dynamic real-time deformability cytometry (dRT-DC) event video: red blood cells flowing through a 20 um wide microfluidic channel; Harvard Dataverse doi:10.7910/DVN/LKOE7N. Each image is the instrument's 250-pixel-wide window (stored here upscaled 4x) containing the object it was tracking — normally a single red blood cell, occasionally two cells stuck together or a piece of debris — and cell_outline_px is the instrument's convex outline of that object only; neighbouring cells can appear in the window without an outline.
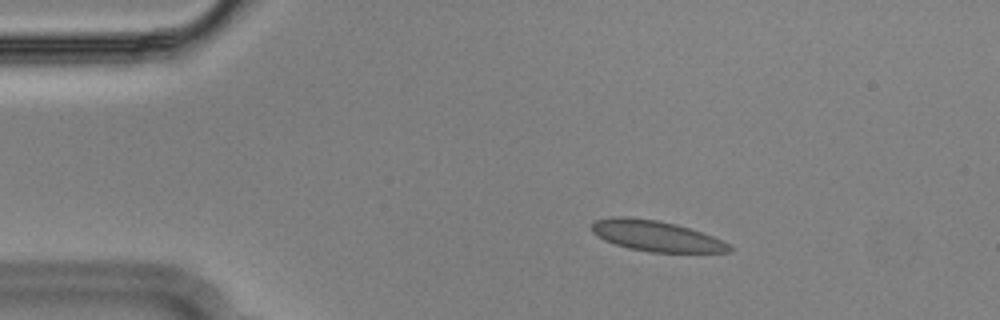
{"species": "Egyptian fruit bat (a non-hibernating species)", "species_latin": "Rousettus aegyptiacus", "temperature_condition": "cold", "stored_images_in_passage": 53, "camera_frame_rate_fps": 3000, "um_per_image_px": 0.085, "animal": {"sex": "male"}, "frame": {"image": 1, "passage_image": 7, "time_ms": 2.0, "image_size_px": [1000, 320], "cell_outline_px": [[736, 248], [732, 252], [648, 252], [628, 248], [604, 240], [592, 232], [592, 224], [596, 220], [612, 216], [624, 216], [656, 220], [676, 224], [712, 236]], "centroid_in_image_um": [55.76, 20.06], "position_along_channel_um": 29.2, "area_um2": 24.45}}
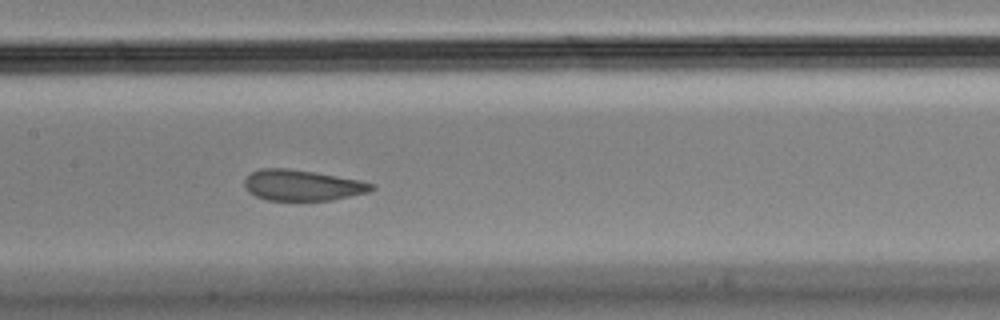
{"frame": {"image": 2, "passage_image": 24, "time_ms": 7.667, "image_size_px": [1000, 320], "cell_outline_px": [[376, 188], [368, 192], [332, 200], [268, 200], [256, 196], [248, 192], [244, 184], [244, 180], [252, 172], [260, 168], [288, 168], [360, 180], [376, 184]], "centroid_in_image_um": [25.7, 15.75], "position_along_channel_um": 181.7, "area_um2": 22.72}}
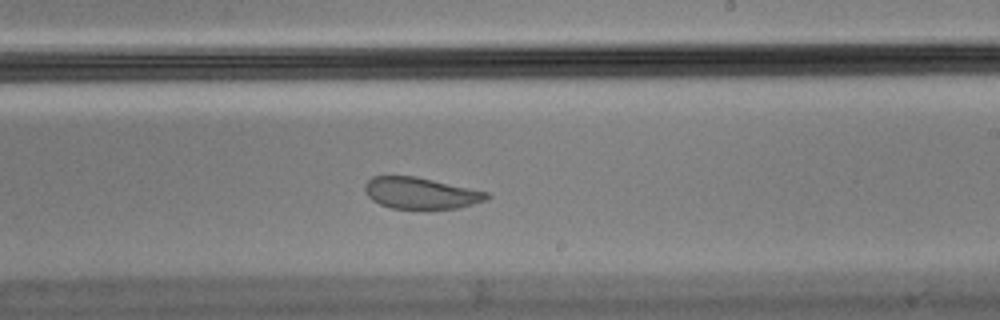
{"frame": {"image": 3, "passage_image": 30, "time_ms": 9.667, "image_size_px": [1000, 320], "cell_outline_px": [[492, 196], [488, 200], [456, 208], [392, 208], [380, 204], [372, 200], [368, 196], [364, 188], [364, 184], [372, 176], [416, 176], [488, 192]], "centroid_in_image_um": [35.77, 16.4], "position_along_channel_um": 253.2, "area_um2": 22.2}}